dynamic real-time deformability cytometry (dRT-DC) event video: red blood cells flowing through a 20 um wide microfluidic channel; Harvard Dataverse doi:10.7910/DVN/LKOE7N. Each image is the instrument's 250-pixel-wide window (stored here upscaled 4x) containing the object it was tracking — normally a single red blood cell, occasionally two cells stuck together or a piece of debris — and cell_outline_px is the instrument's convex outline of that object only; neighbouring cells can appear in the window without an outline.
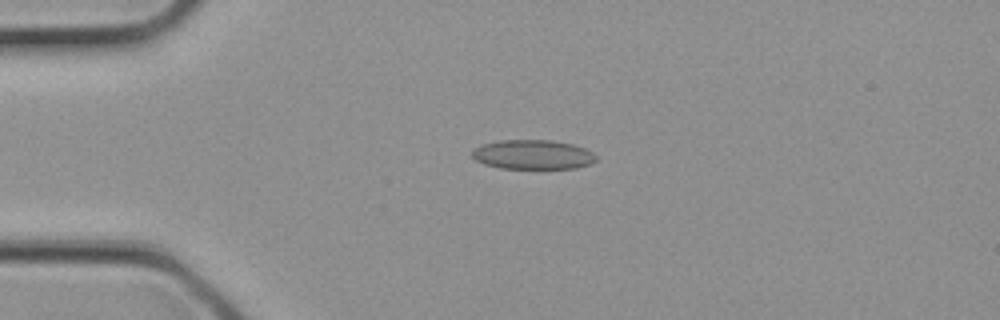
{"species": "common noctule bat (a hibernating species)", "species_latin": "Nyctalus noctula", "temperature_condition": "cold", "stored_images_in_passage": 4, "camera_frame_rate_fps": 3000, "um_per_image_px": 0.085, "animal": {"sex": "female", "body_mass_g": 21.9}, "frame": {"image": 1, "passage_image": 4, "time_ms": 1.0, "image_size_px": [1000, 320], "cell_outline_px": [[596, 160], [588, 164], [576, 168], [500, 168], [484, 164], [476, 160], [472, 156], [472, 152], [480, 144], [496, 140], [552, 140], [572, 144], [584, 148], [592, 152], [596, 156]], "centroid_in_image_um": [45.26, 13.13], "position_along_channel_um": 39.7, "area_um2": 21.21}}